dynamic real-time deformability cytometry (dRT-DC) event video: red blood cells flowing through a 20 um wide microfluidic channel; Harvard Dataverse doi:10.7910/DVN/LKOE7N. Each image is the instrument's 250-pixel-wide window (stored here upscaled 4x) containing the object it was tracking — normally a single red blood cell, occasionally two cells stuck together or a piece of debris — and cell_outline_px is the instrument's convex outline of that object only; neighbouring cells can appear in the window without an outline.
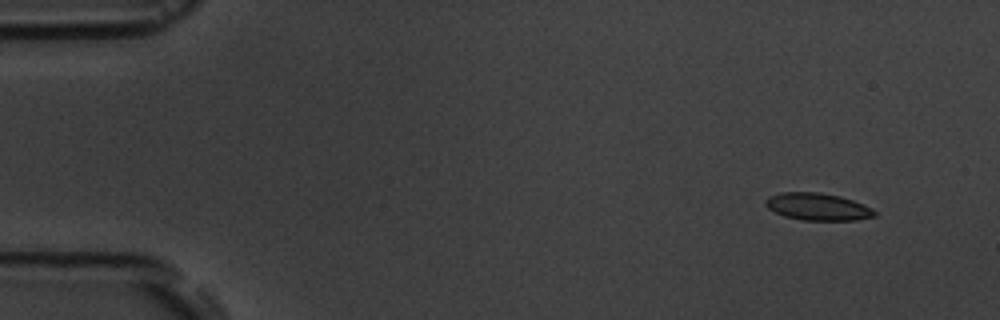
{"species": "common noctule bat (a hibernating species)", "species_latin": "Nyctalus noctula", "temperature_condition": "room temperature", "stored_images_in_passage": 1, "camera_frame_rate_fps": 3000, "um_per_image_px": 0.085, "animal": {"sex": "male", "body_mass_g": 19.5, "forearm_length_mm": 54.6}, "frame": {"image": 1, "passage_image": 1, "time_ms": 0.0, "image_size_px": [1000, 320], "cell_outline_px": [[876, 216], [856, 220], [800, 220], [784, 216], [768, 208], [764, 204], [764, 200], [768, 196], [780, 192], [820, 192], [840, 196], [864, 204], [872, 208], [876, 212]], "centroid_in_image_um": [69.49, 17.56], "position_along_channel_um": 15.5, "area_um2": 17.46}}